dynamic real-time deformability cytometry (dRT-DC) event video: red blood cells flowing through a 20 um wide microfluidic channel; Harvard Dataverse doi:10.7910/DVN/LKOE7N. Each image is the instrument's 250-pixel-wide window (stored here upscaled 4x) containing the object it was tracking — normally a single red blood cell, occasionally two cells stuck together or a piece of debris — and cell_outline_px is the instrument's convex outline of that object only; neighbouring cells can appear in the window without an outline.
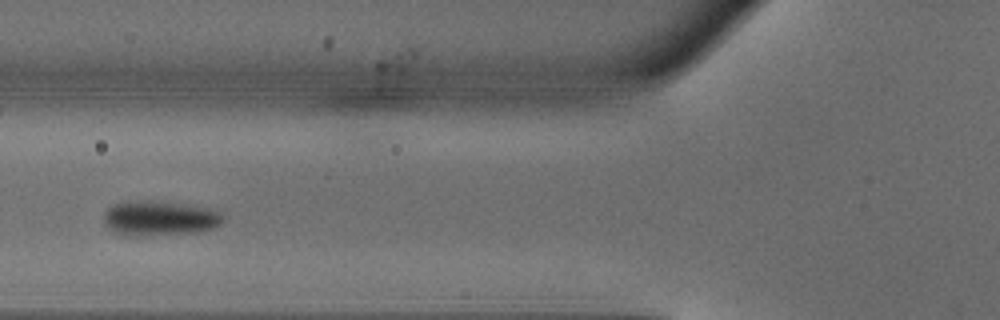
{"species": "common noctule bat (a hibernating species)", "species_latin": "Nyctalus noctula", "temperature_condition": "warm", "stored_images_in_passage": 16, "camera_frame_rate_fps": 3000, "um_per_image_px": 0.085, "animal": {"sex": "male", "body_mass_g": 18.8}, "frame": {"image": 1, "passage_image": 7, "time_ms": 2.0, "image_size_px": [1000, 320], "cell_outline_px": [[224, 220], [220, 224], [204, 232], [144, 236], [128, 236], [112, 232], [104, 224], [104, 212], [112, 204], [128, 200], [176, 204], [208, 208], [220, 212], [224, 216]], "centroid_in_image_um": [13.53, 18.59], "position_along_channel_um": 112.3, "area_um2": 24.28}}
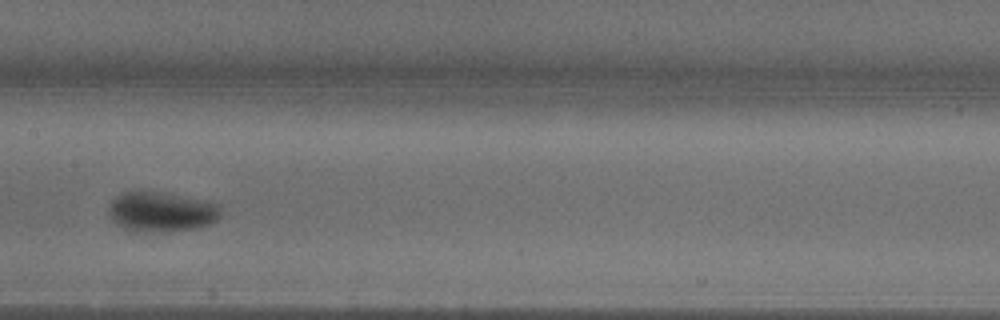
{"frame": {"image": 2, "passage_image": 13, "time_ms": 4.0, "image_size_px": [1000, 320], "cell_outline_px": [[220, 216], [216, 220], [208, 224], [196, 228], [140, 232], [132, 232], [116, 224], [108, 216], [108, 204], [120, 192], [140, 188], [220, 204]], "centroid_in_image_um": [13.6, 17.96], "position_along_channel_um": 193.8, "area_um2": 26.36}}